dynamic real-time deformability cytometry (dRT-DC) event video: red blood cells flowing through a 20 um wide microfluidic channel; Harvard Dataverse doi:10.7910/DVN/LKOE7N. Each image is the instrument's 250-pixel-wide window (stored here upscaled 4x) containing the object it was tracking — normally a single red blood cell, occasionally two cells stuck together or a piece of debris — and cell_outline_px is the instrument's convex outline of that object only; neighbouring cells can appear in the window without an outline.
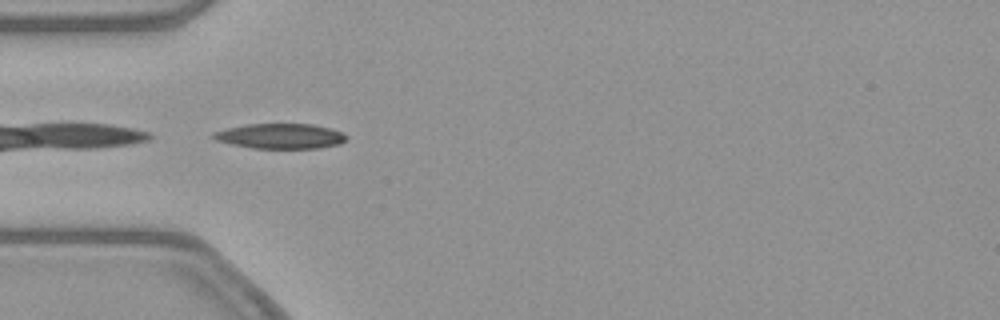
{"species": "common noctule bat (a hibernating species)", "species_latin": "Nyctalus noctula", "temperature_condition": "warm", "stored_images_in_passage": 38, "camera_frame_rate_fps": 3000, "um_per_image_px": 0.085, "animal": {"sex": "female", "body_mass_g": 21.9}, "frame": {"image": 1, "passage_image": 1, "time_ms": 0.0, "image_size_px": [1000, 320], "cell_outline_px": [[348, 136], [340, 144], [320, 148], [252, 148], [232, 144], [216, 140], [212, 136], [212, 132], [228, 128], [248, 124], [312, 124], [332, 128]], "centroid_in_image_um": [23.85, 11.57], "position_along_channel_um": 61.2, "area_um2": 19.36}}
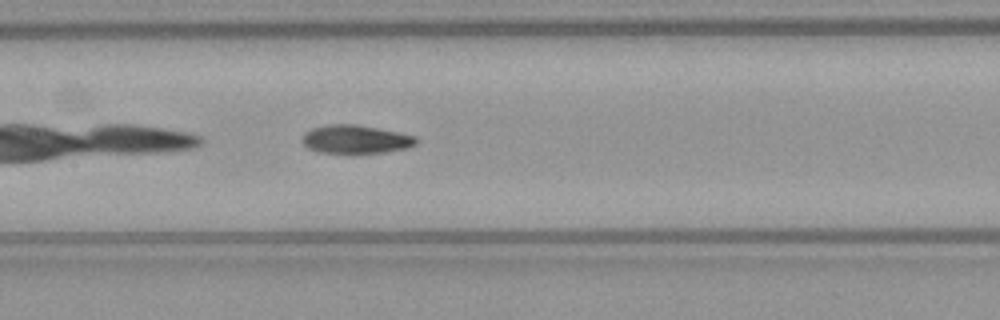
{"frame": {"image": 2, "passage_image": 10, "time_ms": 3.0, "image_size_px": [1000, 320], "cell_outline_px": [[416, 144], [408, 148], [384, 152], [316, 152], [308, 148], [304, 144], [304, 132], [312, 128], [328, 124], [356, 124], [416, 136]], "centroid_in_image_um": [30.22, 11.83], "position_along_channel_um": 177.2, "area_um2": 18.5}}
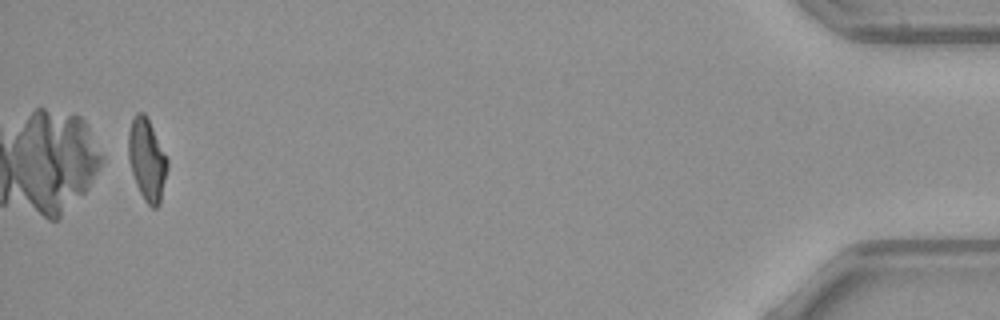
{"frame": {"image": 3, "passage_image": 36, "time_ms": 11.667, "image_size_px": [1000, 320], "cell_outline_px": [[168, 168], [160, 204], [156, 208], [152, 208], [144, 200], [136, 184], [128, 160], [128, 132], [132, 120], [136, 112], [144, 112], [168, 160]], "centroid_in_image_um": [12.49, 13.6], "position_along_channel_um": 422.7, "area_um2": 18.5}, "authors_computed_cell_mechanics": {"area_um2": 18.9006, "velocity_mm_per_s": 3.8643, "shape_relaxation_time_tau1_ms": 7.6941, "shape_relaxation_time_tau2_ms": 4.897, "deformation_change_tau1": 0.2316, "deformation_change_tau2": 0.1323}}